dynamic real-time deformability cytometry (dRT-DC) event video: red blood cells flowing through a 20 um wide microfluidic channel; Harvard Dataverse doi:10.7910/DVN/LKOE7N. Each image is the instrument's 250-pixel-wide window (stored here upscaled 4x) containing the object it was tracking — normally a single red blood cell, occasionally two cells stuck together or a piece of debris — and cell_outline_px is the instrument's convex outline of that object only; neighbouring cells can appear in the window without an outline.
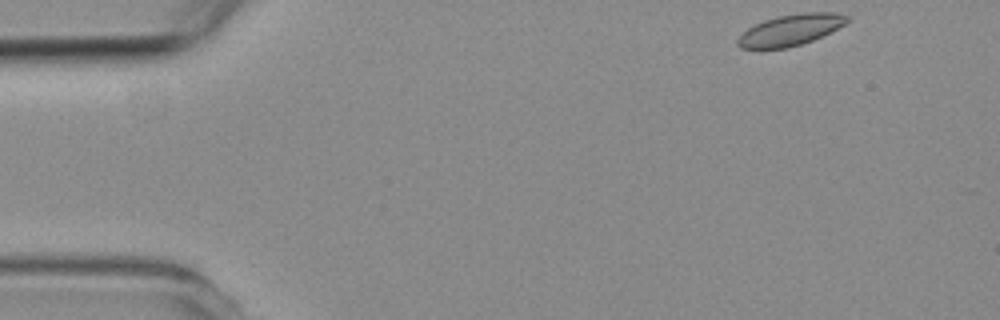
{"species": "common noctule bat (a hibernating species)", "species_latin": "Nyctalus noctula", "temperature_condition": "room temperature", "stored_images_in_passage": 3, "camera_frame_rate_fps": 3000, "um_per_image_px": 0.085, "animal": {"sex": "female", "body_mass_g": 19.3, "forearm_length_mm": 54.1}, "frame": {"image": 1, "passage_image": 1, "time_ms": 0.0, "image_size_px": [1000, 320], "cell_outline_px": [[852, 20], [812, 40], [788, 48], [740, 48], [736, 44], [736, 40], [748, 28], [764, 20], [780, 16], [804, 12], [836, 12], [852, 16]], "centroid_in_image_um": [67.23, 2.53], "position_along_channel_um": 17.8, "area_um2": 19.65}}
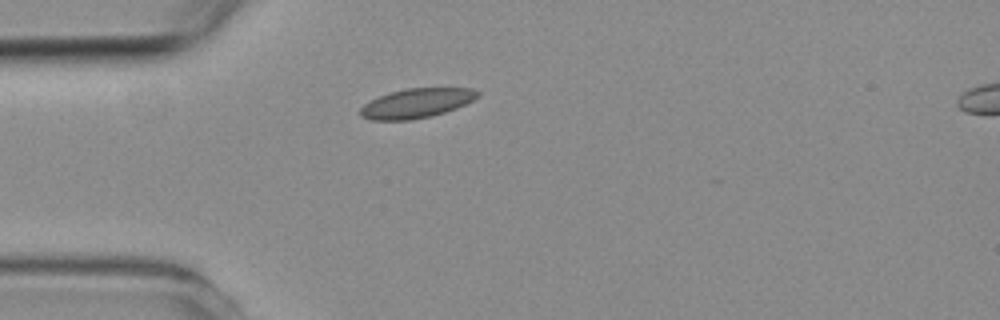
{"frame": {"image": 2, "passage_image": 3, "time_ms": 3.0, "image_size_px": [1000, 320], "cell_outline_px": [[480, 96], [456, 108], [432, 116], [412, 120], [372, 120], [360, 116], [356, 112], [364, 104], [380, 96], [392, 92], [408, 88], [472, 88], [480, 92]], "centroid_in_image_um": [35.39, 8.78], "position_along_channel_um": 49.6, "area_um2": 20.11}}